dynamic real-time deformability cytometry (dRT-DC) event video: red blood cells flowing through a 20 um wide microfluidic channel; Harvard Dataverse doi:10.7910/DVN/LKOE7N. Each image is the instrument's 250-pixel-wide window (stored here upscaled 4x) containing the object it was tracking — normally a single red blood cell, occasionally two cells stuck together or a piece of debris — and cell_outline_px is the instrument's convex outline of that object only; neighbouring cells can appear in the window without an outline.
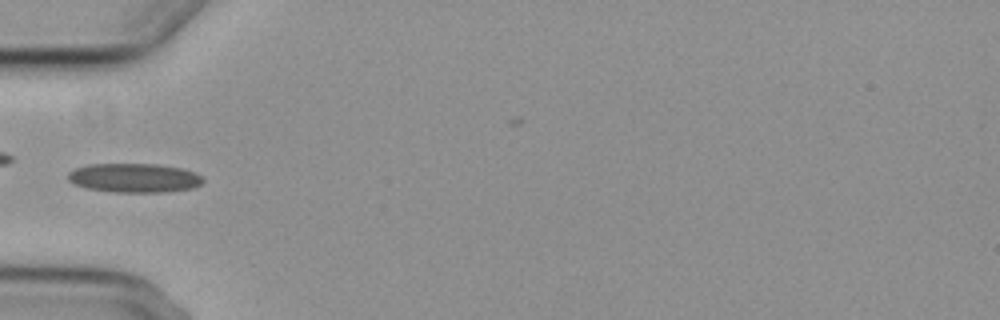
{"species": "common noctule bat (a hibernating species)", "species_latin": "Nyctalus noctula", "temperature_condition": "cold", "stored_images_in_passage": 6, "camera_frame_rate_fps": 3000, "um_per_image_px": 0.085, "animal": {"sex": "female", "body_mass_g": 29.2, "forearm_length_mm": 56.3}, "frame": {"image": 1, "passage_image": 5, "time_ms": 5.667, "image_size_px": [1000, 320], "cell_outline_px": [[204, 180], [200, 184], [192, 188], [164, 192], [112, 192], [88, 188], [76, 184], [68, 180], [68, 172], [76, 168], [88, 164], [156, 164], [180, 168], [192, 172], [200, 176]], "centroid_in_image_um": [11.38, 15.12], "position_along_channel_um": 73.6, "area_um2": 22.66}}
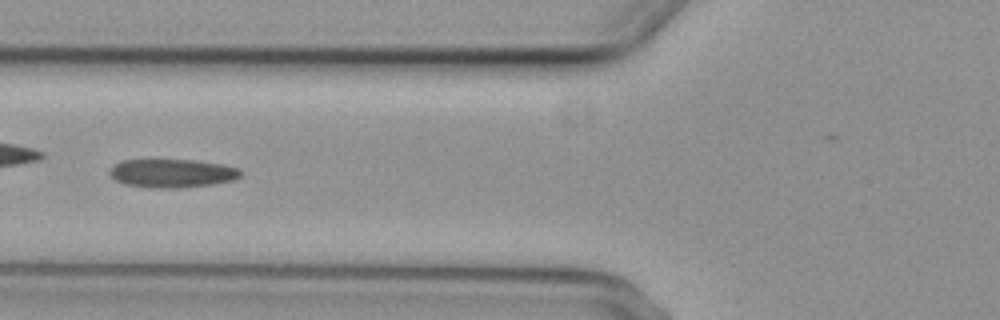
{"frame": {"image": 2, "passage_image": 6, "time_ms": 6.667, "image_size_px": [1000, 320], "cell_outline_px": [[244, 172], [236, 180], [212, 184], [176, 188], [156, 188], [124, 184], [116, 180], [108, 172], [120, 160], [196, 160], [224, 164], [240, 168]], "centroid_in_image_um": [14.7, 14.72], "position_along_channel_um": 111.1, "area_um2": 21.85}}